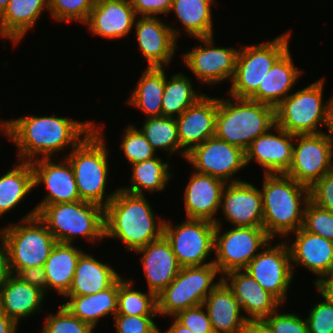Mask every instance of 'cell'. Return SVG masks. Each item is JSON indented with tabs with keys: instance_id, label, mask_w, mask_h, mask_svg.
<instances>
[{
	"instance_id": "obj_9",
	"label": "cell",
	"mask_w": 333,
	"mask_h": 333,
	"mask_svg": "<svg viewBox=\"0 0 333 333\" xmlns=\"http://www.w3.org/2000/svg\"><path fill=\"white\" fill-rule=\"evenodd\" d=\"M290 31L266 43L240 48L228 96L250 98L274 63L289 49Z\"/></svg>"
},
{
	"instance_id": "obj_11",
	"label": "cell",
	"mask_w": 333,
	"mask_h": 333,
	"mask_svg": "<svg viewBox=\"0 0 333 333\" xmlns=\"http://www.w3.org/2000/svg\"><path fill=\"white\" fill-rule=\"evenodd\" d=\"M222 222H214L213 263L220 274L234 270H244L259 253L260 248L272 240L263 227H233L221 235Z\"/></svg>"
},
{
	"instance_id": "obj_33",
	"label": "cell",
	"mask_w": 333,
	"mask_h": 333,
	"mask_svg": "<svg viewBox=\"0 0 333 333\" xmlns=\"http://www.w3.org/2000/svg\"><path fill=\"white\" fill-rule=\"evenodd\" d=\"M83 252L73 244H55L43 266L47 274V290H55L62 296L69 291L78 259Z\"/></svg>"
},
{
	"instance_id": "obj_52",
	"label": "cell",
	"mask_w": 333,
	"mask_h": 333,
	"mask_svg": "<svg viewBox=\"0 0 333 333\" xmlns=\"http://www.w3.org/2000/svg\"><path fill=\"white\" fill-rule=\"evenodd\" d=\"M0 289L11 275L6 243L0 238Z\"/></svg>"
},
{
	"instance_id": "obj_27",
	"label": "cell",
	"mask_w": 333,
	"mask_h": 333,
	"mask_svg": "<svg viewBox=\"0 0 333 333\" xmlns=\"http://www.w3.org/2000/svg\"><path fill=\"white\" fill-rule=\"evenodd\" d=\"M214 333H243L247 323L240 301L222 279L204 300Z\"/></svg>"
},
{
	"instance_id": "obj_37",
	"label": "cell",
	"mask_w": 333,
	"mask_h": 333,
	"mask_svg": "<svg viewBox=\"0 0 333 333\" xmlns=\"http://www.w3.org/2000/svg\"><path fill=\"white\" fill-rule=\"evenodd\" d=\"M169 166V163L163 162L158 156L135 163L131 166V187H120V189L134 195H145V191L149 193L163 191L169 180L173 178Z\"/></svg>"
},
{
	"instance_id": "obj_8",
	"label": "cell",
	"mask_w": 333,
	"mask_h": 333,
	"mask_svg": "<svg viewBox=\"0 0 333 333\" xmlns=\"http://www.w3.org/2000/svg\"><path fill=\"white\" fill-rule=\"evenodd\" d=\"M19 222L0 229V238L8 249L11 274H17L28 267H43L57 243L46 225L37 217L36 208Z\"/></svg>"
},
{
	"instance_id": "obj_58",
	"label": "cell",
	"mask_w": 333,
	"mask_h": 333,
	"mask_svg": "<svg viewBox=\"0 0 333 333\" xmlns=\"http://www.w3.org/2000/svg\"><path fill=\"white\" fill-rule=\"evenodd\" d=\"M10 0H0V15L4 12V10L7 8L8 3Z\"/></svg>"
},
{
	"instance_id": "obj_51",
	"label": "cell",
	"mask_w": 333,
	"mask_h": 333,
	"mask_svg": "<svg viewBox=\"0 0 333 333\" xmlns=\"http://www.w3.org/2000/svg\"><path fill=\"white\" fill-rule=\"evenodd\" d=\"M23 281L42 290L45 294L47 291V274L43 267H28L20 270L17 274Z\"/></svg>"
},
{
	"instance_id": "obj_60",
	"label": "cell",
	"mask_w": 333,
	"mask_h": 333,
	"mask_svg": "<svg viewBox=\"0 0 333 333\" xmlns=\"http://www.w3.org/2000/svg\"><path fill=\"white\" fill-rule=\"evenodd\" d=\"M329 132H330V135L332 137V142H333V115H332V118H331Z\"/></svg>"
},
{
	"instance_id": "obj_41",
	"label": "cell",
	"mask_w": 333,
	"mask_h": 333,
	"mask_svg": "<svg viewBox=\"0 0 333 333\" xmlns=\"http://www.w3.org/2000/svg\"><path fill=\"white\" fill-rule=\"evenodd\" d=\"M121 138L120 149L130 165L156 157L155 150L135 125L129 124Z\"/></svg>"
},
{
	"instance_id": "obj_48",
	"label": "cell",
	"mask_w": 333,
	"mask_h": 333,
	"mask_svg": "<svg viewBox=\"0 0 333 333\" xmlns=\"http://www.w3.org/2000/svg\"><path fill=\"white\" fill-rule=\"evenodd\" d=\"M173 317L194 333H214L203 304L182 310Z\"/></svg>"
},
{
	"instance_id": "obj_17",
	"label": "cell",
	"mask_w": 333,
	"mask_h": 333,
	"mask_svg": "<svg viewBox=\"0 0 333 333\" xmlns=\"http://www.w3.org/2000/svg\"><path fill=\"white\" fill-rule=\"evenodd\" d=\"M134 29L147 67H165L175 54L180 31L157 17H137ZM165 65V66H164Z\"/></svg>"
},
{
	"instance_id": "obj_54",
	"label": "cell",
	"mask_w": 333,
	"mask_h": 333,
	"mask_svg": "<svg viewBox=\"0 0 333 333\" xmlns=\"http://www.w3.org/2000/svg\"><path fill=\"white\" fill-rule=\"evenodd\" d=\"M243 333H274L264 320H249Z\"/></svg>"
},
{
	"instance_id": "obj_59",
	"label": "cell",
	"mask_w": 333,
	"mask_h": 333,
	"mask_svg": "<svg viewBox=\"0 0 333 333\" xmlns=\"http://www.w3.org/2000/svg\"><path fill=\"white\" fill-rule=\"evenodd\" d=\"M321 280H332L333 281V266L331 268V271L329 272V274L327 275L326 278L321 279Z\"/></svg>"
},
{
	"instance_id": "obj_30",
	"label": "cell",
	"mask_w": 333,
	"mask_h": 333,
	"mask_svg": "<svg viewBox=\"0 0 333 333\" xmlns=\"http://www.w3.org/2000/svg\"><path fill=\"white\" fill-rule=\"evenodd\" d=\"M49 11V0H10L0 15V37L19 44L26 32L35 26L44 10Z\"/></svg>"
},
{
	"instance_id": "obj_26",
	"label": "cell",
	"mask_w": 333,
	"mask_h": 333,
	"mask_svg": "<svg viewBox=\"0 0 333 333\" xmlns=\"http://www.w3.org/2000/svg\"><path fill=\"white\" fill-rule=\"evenodd\" d=\"M225 185L226 183L218 178L194 171L183 195L186 218L220 222L215 216L220 210Z\"/></svg>"
},
{
	"instance_id": "obj_45",
	"label": "cell",
	"mask_w": 333,
	"mask_h": 333,
	"mask_svg": "<svg viewBox=\"0 0 333 333\" xmlns=\"http://www.w3.org/2000/svg\"><path fill=\"white\" fill-rule=\"evenodd\" d=\"M156 316H134L116 314L113 317L116 333H160L154 322Z\"/></svg>"
},
{
	"instance_id": "obj_14",
	"label": "cell",
	"mask_w": 333,
	"mask_h": 333,
	"mask_svg": "<svg viewBox=\"0 0 333 333\" xmlns=\"http://www.w3.org/2000/svg\"><path fill=\"white\" fill-rule=\"evenodd\" d=\"M271 241L273 242V239L259 251L244 271L284 304L295 274L286 240L273 246Z\"/></svg>"
},
{
	"instance_id": "obj_47",
	"label": "cell",
	"mask_w": 333,
	"mask_h": 333,
	"mask_svg": "<svg viewBox=\"0 0 333 333\" xmlns=\"http://www.w3.org/2000/svg\"><path fill=\"white\" fill-rule=\"evenodd\" d=\"M324 300L314 305L305 318L309 333H333V306Z\"/></svg>"
},
{
	"instance_id": "obj_4",
	"label": "cell",
	"mask_w": 333,
	"mask_h": 333,
	"mask_svg": "<svg viewBox=\"0 0 333 333\" xmlns=\"http://www.w3.org/2000/svg\"><path fill=\"white\" fill-rule=\"evenodd\" d=\"M101 130H104L103 126L95 124V128L65 157L72 166L80 199L105 208L117 190L106 192L109 151Z\"/></svg>"
},
{
	"instance_id": "obj_53",
	"label": "cell",
	"mask_w": 333,
	"mask_h": 333,
	"mask_svg": "<svg viewBox=\"0 0 333 333\" xmlns=\"http://www.w3.org/2000/svg\"><path fill=\"white\" fill-rule=\"evenodd\" d=\"M314 284L322 298L326 299L333 306V281L318 280V282H315Z\"/></svg>"
},
{
	"instance_id": "obj_32",
	"label": "cell",
	"mask_w": 333,
	"mask_h": 333,
	"mask_svg": "<svg viewBox=\"0 0 333 333\" xmlns=\"http://www.w3.org/2000/svg\"><path fill=\"white\" fill-rule=\"evenodd\" d=\"M119 279L104 291L90 295H64L68 299L62 305L74 316L93 329L101 318L117 314Z\"/></svg>"
},
{
	"instance_id": "obj_50",
	"label": "cell",
	"mask_w": 333,
	"mask_h": 333,
	"mask_svg": "<svg viewBox=\"0 0 333 333\" xmlns=\"http://www.w3.org/2000/svg\"><path fill=\"white\" fill-rule=\"evenodd\" d=\"M139 17H157L170 12L173 0H129Z\"/></svg>"
},
{
	"instance_id": "obj_10",
	"label": "cell",
	"mask_w": 333,
	"mask_h": 333,
	"mask_svg": "<svg viewBox=\"0 0 333 333\" xmlns=\"http://www.w3.org/2000/svg\"><path fill=\"white\" fill-rule=\"evenodd\" d=\"M219 274L214 263L181 267L176 278L157 295L158 314L173 317L182 310L202 305L222 280V275ZM217 276L220 278L214 282Z\"/></svg>"
},
{
	"instance_id": "obj_55",
	"label": "cell",
	"mask_w": 333,
	"mask_h": 333,
	"mask_svg": "<svg viewBox=\"0 0 333 333\" xmlns=\"http://www.w3.org/2000/svg\"><path fill=\"white\" fill-rule=\"evenodd\" d=\"M18 323L0 311V333H17Z\"/></svg>"
},
{
	"instance_id": "obj_20",
	"label": "cell",
	"mask_w": 333,
	"mask_h": 333,
	"mask_svg": "<svg viewBox=\"0 0 333 333\" xmlns=\"http://www.w3.org/2000/svg\"><path fill=\"white\" fill-rule=\"evenodd\" d=\"M220 209L234 227H263L261 190L248 181L226 183Z\"/></svg>"
},
{
	"instance_id": "obj_40",
	"label": "cell",
	"mask_w": 333,
	"mask_h": 333,
	"mask_svg": "<svg viewBox=\"0 0 333 333\" xmlns=\"http://www.w3.org/2000/svg\"><path fill=\"white\" fill-rule=\"evenodd\" d=\"M133 283V279L119 278L117 314L158 316L157 296L150 291L134 290Z\"/></svg>"
},
{
	"instance_id": "obj_42",
	"label": "cell",
	"mask_w": 333,
	"mask_h": 333,
	"mask_svg": "<svg viewBox=\"0 0 333 333\" xmlns=\"http://www.w3.org/2000/svg\"><path fill=\"white\" fill-rule=\"evenodd\" d=\"M96 0H49V14L61 22L86 23Z\"/></svg>"
},
{
	"instance_id": "obj_44",
	"label": "cell",
	"mask_w": 333,
	"mask_h": 333,
	"mask_svg": "<svg viewBox=\"0 0 333 333\" xmlns=\"http://www.w3.org/2000/svg\"><path fill=\"white\" fill-rule=\"evenodd\" d=\"M93 328L72 315L63 305L46 317L42 333H93Z\"/></svg>"
},
{
	"instance_id": "obj_29",
	"label": "cell",
	"mask_w": 333,
	"mask_h": 333,
	"mask_svg": "<svg viewBox=\"0 0 333 333\" xmlns=\"http://www.w3.org/2000/svg\"><path fill=\"white\" fill-rule=\"evenodd\" d=\"M288 49L271 67L258 90L249 98L276 107L290 93L303 71L294 66Z\"/></svg>"
},
{
	"instance_id": "obj_7",
	"label": "cell",
	"mask_w": 333,
	"mask_h": 333,
	"mask_svg": "<svg viewBox=\"0 0 333 333\" xmlns=\"http://www.w3.org/2000/svg\"><path fill=\"white\" fill-rule=\"evenodd\" d=\"M37 217L57 242L73 244L77 236L91 243L105 238L104 207L89 201L45 205Z\"/></svg>"
},
{
	"instance_id": "obj_46",
	"label": "cell",
	"mask_w": 333,
	"mask_h": 333,
	"mask_svg": "<svg viewBox=\"0 0 333 333\" xmlns=\"http://www.w3.org/2000/svg\"><path fill=\"white\" fill-rule=\"evenodd\" d=\"M264 321L274 333H309L305 318L295 313H281L279 308Z\"/></svg>"
},
{
	"instance_id": "obj_34",
	"label": "cell",
	"mask_w": 333,
	"mask_h": 333,
	"mask_svg": "<svg viewBox=\"0 0 333 333\" xmlns=\"http://www.w3.org/2000/svg\"><path fill=\"white\" fill-rule=\"evenodd\" d=\"M165 80L164 67H146L126 103L140 109L146 118L162 116Z\"/></svg>"
},
{
	"instance_id": "obj_21",
	"label": "cell",
	"mask_w": 333,
	"mask_h": 333,
	"mask_svg": "<svg viewBox=\"0 0 333 333\" xmlns=\"http://www.w3.org/2000/svg\"><path fill=\"white\" fill-rule=\"evenodd\" d=\"M218 98L208 95L201 97L195 104L176 117L181 156L186 158L194 147L208 138L214 137Z\"/></svg>"
},
{
	"instance_id": "obj_43",
	"label": "cell",
	"mask_w": 333,
	"mask_h": 333,
	"mask_svg": "<svg viewBox=\"0 0 333 333\" xmlns=\"http://www.w3.org/2000/svg\"><path fill=\"white\" fill-rule=\"evenodd\" d=\"M302 228L333 241V212L323 209L309 200L305 206Z\"/></svg>"
},
{
	"instance_id": "obj_2",
	"label": "cell",
	"mask_w": 333,
	"mask_h": 333,
	"mask_svg": "<svg viewBox=\"0 0 333 333\" xmlns=\"http://www.w3.org/2000/svg\"><path fill=\"white\" fill-rule=\"evenodd\" d=\"M117 189L114 198L104 208L105 238L121 240L128 252H135L161 238L165 220L155 219L145 195Z\"/></svg>"
},
{
	"instance_id": "obj_5",
	"label": "cell",
	"mask_w": 333,
	"mask_h": 333,
	"mask_svg": "<svg viewBox=\"0 0 333 333\" xmlns=\"http://www.w3.org/2000/svg\"><path fill=\"white\" fill-rule=\"evenodd\" d=\"M230 97L218 98L214 136L245 151L275 125V108L249 98Z\"/></svg>"
},
{
	"instance_id": "obj_1",
	"label": "cell",
	"mask_w": 333,
	"mask_h": 333,
	"mask_svg": "<svg viewBox=\"0 0 333 333\" xmlns=\"http://www.w3.org/2000/svg\"><path fill=\"white\" fill-rule=\"evenodd\" d=\"M94 128V122L74 121L68 117L55 116L54 113L52 116L41 117L24 115L7 120L6 137L17 146V160L32 162L40 158H52L66 147L75 148Z\"/></svg>"
},
{
	"instance_id": "obj_15",
	"label": "cell",
	"mask_w": 333,
	"mask_h": 333,
	"mask_svg": "<svg viewBox=\"0 0 333 333\" xmlns=\"http://www.w3.org/2000/svg\"><path fill=\"white\" fill-rule=\"evenodd\" d=\"M185 160L195 172L210 175L225 183L242 181L234 177L247 166L243 149L215 136L194 147L187 153Z\"/></svg>"
},
{
	"instance_id": "obj_28",
	"label": "cell",
	"mask_w": 333,
	"mask_h": 333,
	"mask_svg": "<svg viewBox=\"0 0 333 333\" xmlns=\"http://www.w3.org/2000/svg\"><path fill=\"white\" fill-rule=\"evenodd\" d=\"M42 290L11 274L0 289V311L19 323L37 311H42V303L47 297Z\"/></svg>"
},
{
	"instance_id": "obj_36",
	"label": "cell",
	"mask_w": 333,
	"mask_h": 333,
	"mask_svg": "<svg viewBox=\"0 0 333 333\" xmlns=\"http://www.w3.org/2000/svg\"><path fill=\"white\" fill-rule=\"evenodd\" d=\"M212 4L216 0H173L170 13L174 12L188 36L210 37L214 36Z\"/></svg>"
},
{
	"instance_id": "obj_22",
	"label": "cell",
	"mask_w": 333,
	"mask_h": 333,
	"mask_svg": "<svg viewBox=\"0 0 333 333\" xmlns=\"http://www.w3.org/2000/svg\"><path fill=\"white\" fill-rule=\"evenodd\" d=\"M295 234L294 241L286 240L294 274L295 263L305 267L317 276L315 282L327 277L333 266V241L305 231L302 227ZM319 277V278H318Z\"/></svg>"
},
{
	"instance_id": "obj_19",
	"label": "cell",
	"mask_w": 333,
	"mask_h": 333,
	"mask_svg": "<svg viewBox=\"0 0 333 333\" xmlns=\"http://www.w3.org/2000/svg\"><path fill=\"white\" fill-rule=\"evenodd\" d=\"M293 140L294 135L275 124L245 150L246 165L256 161L264 174H285L292 163Z\"/></svg>"
},
{
	"instance_id": "obj_6",
	"label": "cell",
	"mask_w": 333,
	"mask_h": 333,
	"mask_svg": "<svg viewBox=\"0 0 333 333\" xmlns=\"http://www.w3.org/2000/svg\"><path fill=\"white\" fill-rule=\"evenodd\" d=\"M324 79L289 94L275 107V124L292 135L322 133L329 130L333 115V95L324 103ZM319 128V129H318Z\"/></svg>"
},
{
	"instance_id": "obj_56",
	"label": "cell",
	"mask_w": 333,
	"mask_h": 333,
	"mask_svg": "<svg viewBox=\"0 0 333 333\" xmlns=\"http://www.w3.org/2000/svg\"><path fill=\"white\" fill-rule=\"evenodd\" d=\"M172 324L170 325V327L168 328V330L166 331H161L160 333H194L193 331H191L189 328L183 326L182 324H180L174 317H172Z\"/></svg>"
},
{
	"instance_id": "obj_3",
	"label": "cell",
	"mask_w": 333,
	"mask_h": 333,
	"mask_svg": "<svg viewBox=\"0 0 333 333\" xmlns=\"http://www.w3.org/2000/svg\"><path fill=\"white\" fill-rule=\"evenodd\" d=\"M262 181L263 228L273 240L288 237L302 227L309 188L287 174H265Z\"/></svg>"
},
{
	"instance_id": "obj_12",
	"label": "cell",
	"mask_w": 333,
	"mask_h": 333,
	"mask_svg": "<svg viewBox=\"0 0 333 333\" xmlns=\"http://www.w3.org/2000/svg\"><path fill=\"white\" fill-rule=\"evenodd\" d=\"M215 223L204 219H187L180 224L164 223L163 235L171 244L181 267L204 266L214 251ZM207 262V263H206Z\"/></svg>"
},
{
	"instance_id": "obj_13",
	"label": "cell",
	"mask_w": 333,
	"mask_h": 333,
	"mask_svg": "<svg viewBox=\"0 0 333 333\" xmlns=\"http://www.w3.org/2000/svg\"><path fill=\"white\" fill-rule=\"evenodd\" d=\"M294 143L292 163L285 174L310 188L333 169L332 137L330 132L294 135Z\"/></svg>"
},
{
	"instance_id": "obj_38",
	"label": "cell",
	"mask_w": 333,
	"mask_h": 333,
	"mask_svg": "<svg viewBox=\"0 0 333 333\" xmlns=\"http://www.w3.org/2000/svg\"><path fill=\"white\" fill-rule=\"evenodd\" d=\"M165 80L162 98V116L178 117L187 108L195 104L205 93L195 91L191 79L182 72L174 74Z\"/></svg>"
},
{
	"instance_id": "obj_35",
	"label": "cell",
	"mask_w": 333,
	"mask_h": 333,
	"mask_svg": "<svg viewBox=\"0 0 333 333\" xmlns=\"http://www.w3.org/2000/svg\"><path fill=\"white\" fill-rule=\"evenodd\" d=\"M34 187L31 162L20 161L0 177V217L9 213L28 196Z\"/></svg>"
},
{
	"instance_id": "obj_16",
	"label": "cell",
	"mask_w": 333,
	"mask_h": 333,
	"mask_svg": "<svg viewBox=\"0 0 333 333\" xmlns=\"http://www.w3.org/2000/svg\"><path fill=\"white\" fill-rule=\"evenodd\" d=\"M202 43L182 54L183 64L200 83L219 84L225 79L232 80L239 49L235 47H214V36L197 37ZM203 44V45H202Z\"/></svg>"
},
{
	"instance_id": "obj_23",
	"label": "cell",
	"mask_w": 333,
	"mask_h": 333,
	"mask_svg": "<svg viewBox=\"0 0 333 333\" xmlns=\"http://www.w3.org/2000/svg\"><path fill=\"white\" fill-rule=\"evenodd\" d=\"M137 15L129 0H96L84 24L94 35L121 39L131 33Z\"/></svg>"
},
{
	"instance_id": "obj_31",
	"label": "cell",
	"mask_w": 333,
	"mask_h": 333,
	"mask_svg": "<svg viewBox=\"0 0 333 333\" xmlns=\"http://www.w3.org/2000/svg\"><path fill=\"white\" fill-rule=\"evenodd\" d=\"M120 277L114 268L84 251L78 259L72 284L65 295L95 294L111 287Z\"/></svg>"
},
{
	"instance_id": "obj_57",
	"label": "cell",
	"mask_w": 333,
	"mask_h": 333,
	"mask_svg": "<svg viewBox=\"0 0 333 333\" xmlns=\"http://www.w3.org/2000/svg\"><path fill=\"white\" fill-rule=\"evenodd\" d=\"M3 133V136H7V120H0V133Z\"/></svg>"
},
{
	"instance_id": "obj_39",
	"label": "cell",
	"mask_w": 333,
	"mask_h": 333,
	"mask_svg": "<svg viewBox=\"0 0 333 333\" xmlns=\"http://www.w3.org/2000/svg\"><path fill=\"white\" fill-rule=\"evenodd\" d=\"M143 121V127L139 128L152 148L156 151L167 150L168 155L175 152L181 155V146L178 138V126L174 117H150Z\"/></svg>"
},
{
	"instance_id": "obj_18",
	"label": "cell",
	"mask_w": 333,
	"mask_h": 333,
	"mask_svg": "<svg viewBox=\"0 0 333 333\" xmlns=\"http://www.w3.org/2000/svg\"><path fill=\"white\" fill-rule=\"evenodd\" d=\"M51 160L52 158H40L31 162L34 187L43 184L47 189L46 196L35 207L37 213L45 205L81 200L72 166L68 159L64 157L60 163Z\"/></svg>"
},
{
	"instance_id": "obj_25",
	"label": "cell",
	"mask_w": 333,
	"mask_h": 333,
	"mask_svg": "<svg viewBox=\"0 0 333 333\" xmlns=\"http://www.w3.org/2000/svg\"><path fill=\"white\" fill-rule=\"evenodd\" d=\"M142 254L141 263L148 290L159 295L177 276L179 265L171 244L163 235L135 251Z\"/></svg>"
},
{
	"instance_id": "obj_24",
	"label": "cell",
	"mask_w": 333,
	"mask_h": 333,
	"mask_svg": "<svg viewBox=\"0 0 333 333\" xmlns=\"http://www.w3.org/2000/svg\"><path fill=\"white\" fill-rule=\"evenodd\" d=\"M222 279L240 301L248 321L264 320L283 305L244 270L230 271Z\"/></svg>"
},
{
	"instance_id": "obj_49",
	"label": "cell",
	"mask_w": 333,
	"mask_h": 333,
	"mask_svg": "<svg viewBox=\"0 0 333 333\" xmlns=\"http://www.w3.org/2000/svg\"><path fill=\"white\" fill-rule=\"evenodd\" d=\"M309 199L317 206L333 212V169L309 188Z\"/></svg>"
}]
</instances>
